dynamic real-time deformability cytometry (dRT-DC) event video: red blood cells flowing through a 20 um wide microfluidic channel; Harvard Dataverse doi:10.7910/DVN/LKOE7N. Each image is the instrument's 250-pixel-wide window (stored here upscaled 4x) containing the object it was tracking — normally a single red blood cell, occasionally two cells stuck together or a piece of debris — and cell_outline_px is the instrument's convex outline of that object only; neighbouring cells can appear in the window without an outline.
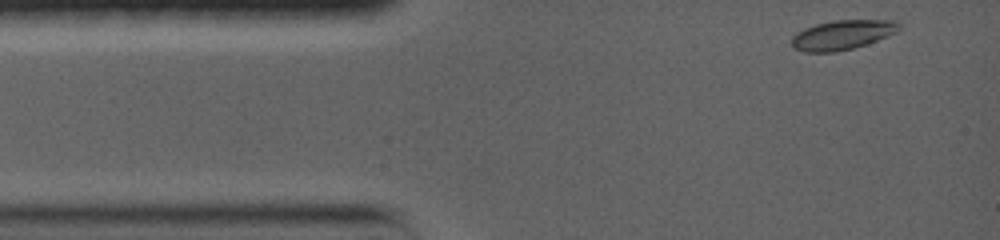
{"species": "common noctule bat (a hibernating species)", "species_latin": "Nyctalus noctula", "temperature_condition": "warm", "stored_images_in_passage": 27, "camera_frame_rate_fps": 5000, "um_per_image_px": 0.085, "animal": {"sex": "female", "body_mass_g": 19.0, "forearm_length_mm": 56.7}, "frame": {"image": 1, "passage_image": 1, "time_ms": 0.0, "image_size_px": [1000, 240], "cell_outline_px": [[900, 28], [896, 32], [876, 40], [852, 48], [836, 52], [804, 52], [792, 48], [792, 36], [796, 32], [804, 28], [816, 24], [832, 20], [892, 20], [900, 24]], "centroid_in_image_um": [71.54, 2.96], "position_along_channel_um": 13.5, "area_um2": 18.38}}
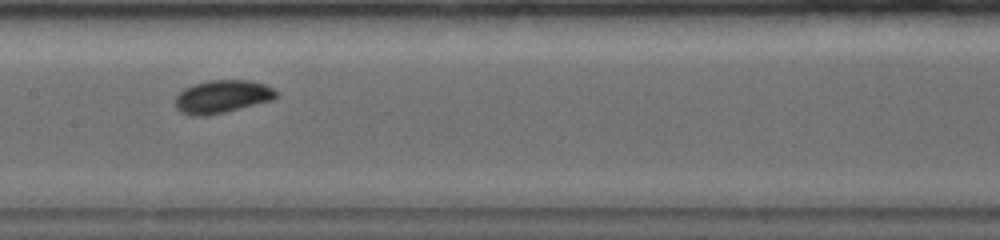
{"frame": {"image": 2, "passage_image": 15, "time_ms": 6.2, "image_size_px": [1000, 240], "cell_outline_px": [[276, 96], [272, 100], [224, 112], [204, 116], [192, 116], [180, 112], [176, 108], [176, 96], [184, 88], [192, 84], [208, 80], [248, 80], [264, 84], [272, 88], [276, 92]], "centroid_in_image_um": [18.84, 8.21], "position_along_channel_um": 188.6, "area_um2": 19.25}}
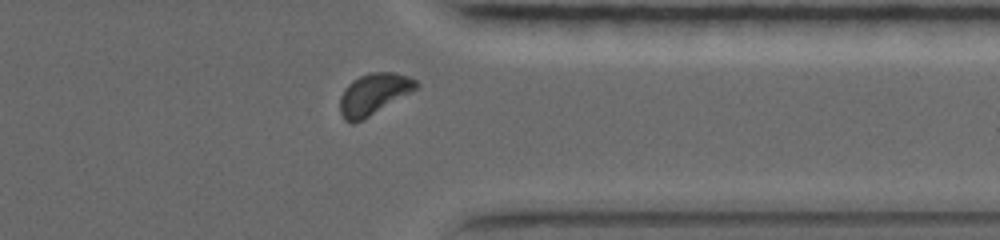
{"frame": {"image": 3, "passage_image": 24, "time_ms": 11.4, "image_size_px": [1000, 240], "cell_outline_px": [[420, 84], [412, 92], [368, 116], [352, 124], [344, 120], [340, 112], [340, 96], [344, 88], [352, 80], [360, 76], [372, 72], [396, 72], [408, 76], [416, 80]], "centroid_in_image_um": [31.76, 7.98], "position_along_channel_um": 379.6, "area_um2": 18.21}, "authors_computed_cell_mechanics": {"area_um2": 18.0914, "velocity_mm_per_s": 3.7078, "shape_relaxation_time_tau1_ms": 2.6758, "shape_relaxation_time_tau2_ms": null, "deformation_change_tau1": 0.0802, "deformation_change_tau2": null}}